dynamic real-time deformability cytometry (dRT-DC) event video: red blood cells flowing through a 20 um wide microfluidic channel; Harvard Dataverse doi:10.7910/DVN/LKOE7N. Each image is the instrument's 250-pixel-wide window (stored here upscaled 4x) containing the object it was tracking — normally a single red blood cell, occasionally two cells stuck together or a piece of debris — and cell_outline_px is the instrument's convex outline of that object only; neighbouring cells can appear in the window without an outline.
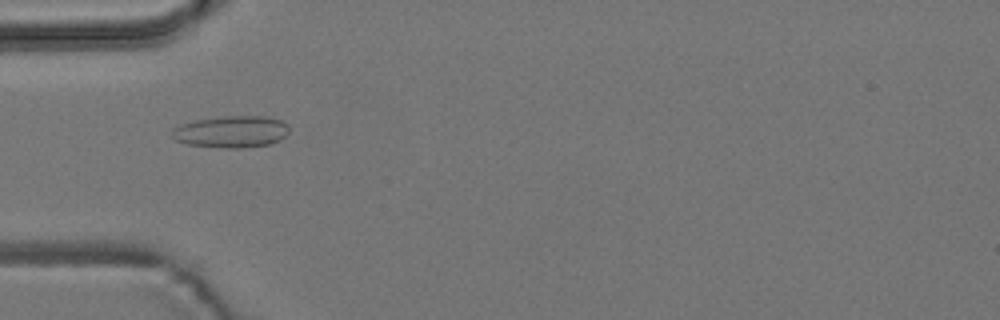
{"species": "common noctule bat (a hibernating species)", "species_latin": "Nyctalus noctula", "temperature_condition": "room temperature", "stored_images_in_passage": 53, "camera_frame_rate_fps": 3000, "um_per_image_px": 0.085, "animal": {"sex": "male", "body_mass_g": 19.2, "forearm_length_mm": 51.8}, "frame": {"image": 1, "passage_image": 16, "time_ms": 5.0, "image_size_px": [1000, 320], "cell_outline_px": [[288, 132], [280, 140], [272, 144], [240, 148], [224, 148], [188, 144], [176, 140], [172, 136], [172, 128], [180, 124], [196, 120], [224, 116], [268, 116], [280, 120], [288, 124]], "centroid_in_image_um": [19.68, 11.19], "position_along_channel_um": 65.3, "area_um2": 21.79}}
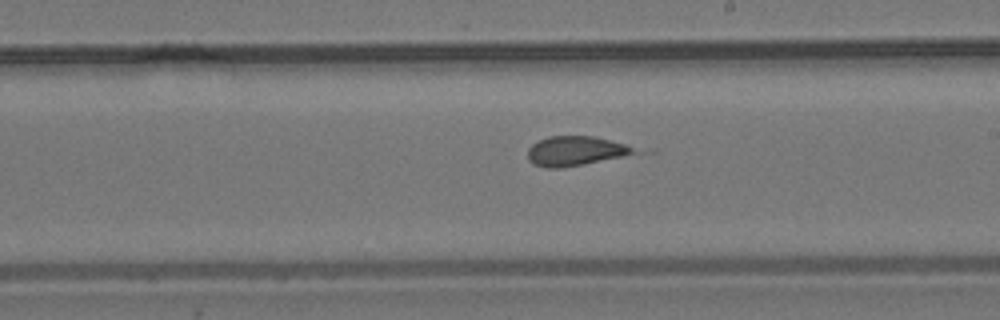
{"frame": {"image": 2, "passage_image": 30, "time_ms": 9.667, "image_size_px": [1000, 320], "cell_outline_px": [[640, 152], [580, 164], [556, 168], [548, 168], [532, 164], [528, 160], [528, 148], [532, 144], [548, 136], [596, 136], [624, 144]], "centroid_in_image_um": [48.83, 12.81], "position_along_channel_um": 240.2, "area_um2": 17.86}}
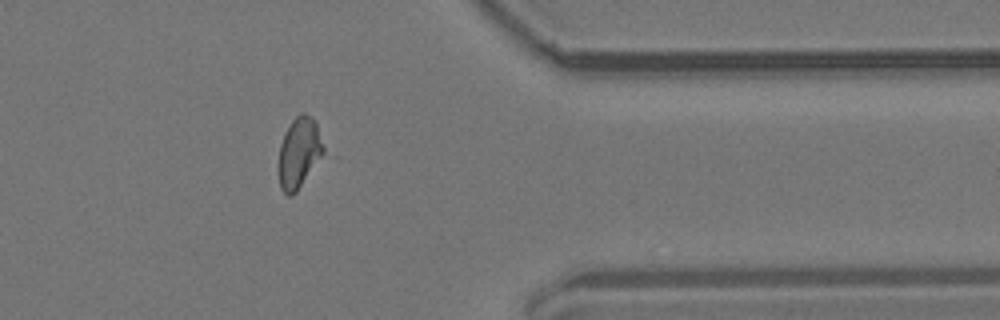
{"frame": {"image": 3, "passage_image": 43, "time_ms": 14.0, "image_size_px": [1000, 320], "cell_outline_px": [[324, 152], [296, 192], [292, 196], [288, 196], [280, 188], [280, 144], [284, 132], [292, 120], [300, 112], [304, 112], [312, 116], [316, 120], [324, 148]], "centroid_in_image_um": [25.43, 12.92], "position_along_channel_um": 386.0, "area_um2": 18.21}, "authors_computed_cell_mechanics": {"area_um2": 19.074, "velocity_mm_per_s": 3.7522, "shape_relaxation_time_tau1_ms": null, "shape_relaxation_time_tau2_ms": 1.7613, "deformation_change_tau1": null, "deformation_change_tau2": 0.0971}}